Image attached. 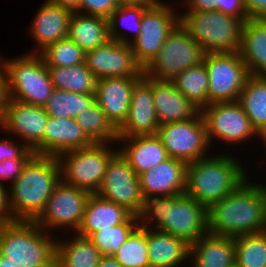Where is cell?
Wrapping results in <instances>:
<instances>
[{
	"label": "cell",
	"instance_id": "obj_1",
	"mask_svg": "<svg viewBox=\"0 0 266 267\" xmlns=\"http://www.w3.org/2000/svg\"><path fill=\"white\" fill-rule=\"evenodd\" d=\"M249 178L208 208L209 233L236 237L266 231V185Z\"/></svg>",
	"mask_w": 266,
	"mask_h": 267
},
{
	"label": "cell",
	"instance_id": "obj_2",
	"mask_svg": "<svg viewBox=\"0 0 266 267\" xmlns=\"http://www.w3.org/2000/svg\"><path fill=\"white\" fill-rule=\"evenodd\" d=\"M137 216L139 227L170 233L190 245L208 233V208L185 193L144 198Z\"/></svg>",
	"mask_w": 266,
	"mask_h": 267
},
{
	"label": "cell",
	"instance_id": "obj_3",
	"mask_svg": "<svg viewBox=\"0 0 266 267\" xmlns=\"http://www.w3.org/2000/svg\"><path fill=\"white\" fill-rule=\"evenodd\" d=\"M60 181L58 158L35 154L9 186L13 221H35Z\"/></svg>",
	"mask_w": 266,
	"mask_h": 267
},
{
	"label": "cell",
	"instance_id": "obj_4",
	"mask_svg": "<svg viewBox=\"0 0 266 267\" xmlns=\"http://www.w3.org/2000/svg\"><path fill=\"white\" fill-rule=\"evenodd\" d=\"M243 167L230 153L213 154L188 163L185 194L209 208L248 178Z\"/></svg>",
	"mask_w": 266,
	"mask_h": 267
},
{
	"label": "cell",
	"instance_id": "obj_5",
	"mask_svg": "<svg viewBox=\"0 0 266 267\" xmlns=\"http://www.w3.org/2000/svg\"><path fill=\"white\" fill-rule=\"evenodd\" d=\"M56 239L35 221L0 224V253L21 267H55Z\"/></svg>",
	"mask_w": 266,
	"mask_h": 267
},
{
	"label": "cell",
	"instance_id": "obj_6",
	"mask_svg": "<svg viewBox=\"0 0 266 267\" xmlns=\"http://www.w3.org/2000/svg\"><path fill=\"white\" fill-rule=\"evenodd\" d=\"M179 13V23L209 53L240 51L243 22L216 11Z\"/></svg>",
	"mask_w": 266,
	"mask_h": 267
},
{
	"label": "cell",
	"instance_id": "obj_7",
	"mask_svg": "<svg viewBox=\"0 0 266 267\" xmlns=\"http://www.w3.org/2000/svg\"><path fill=\"white\" fill-rule=\"evenodd\" d=\"M7 80L8 98L44 107L54 86L49 71L38 53L2 58Z\"/></svg>",
	"mask_w": 266,
	"mask_h": 267
},
{
	"label": "cell",
	"instance_id": "obj_8",
	"mask_svg": "<svg viewBox=\"0 0 266 267\" xmlns=\"http://www.w3.org/2000/svg\"><path fill=\"white\" fill-rule=\"evenodd\" d=\"M114 144L117 143H93L59 155L61 181L95 194L110 160L119 152L113 149Z\"/></svg>",
	"mask_w": 266,
	"mask_h": 267
},
{
	"label": "cell",
	"instance_id": "obj_9",
	"mask_svg": "<svg viewBox=\"0 0 266 267\" xmlns=\"http://www.w3.org/2000/svg\"><path fill=\"white\" fill-rule=\"evenodd\" d=\"M205 52L179 23L168 35L144 75L155 80L171 81L177 74L200 65Z\"/></svg>",
	"mask_w": 266,
	"mask_h": 267
},
{
	"label": "cell",
	"instance_id": "obj_10",
	"mask_svg": "<svg viewBox=\"0 0 266 267\" xmlns=\"http://www.w3.org/2000/svg\"><path fill=\"white\" fill-rule=\"evenodd\" d=\"M174 6L154 0L143 12L139 36L130 43L135 59L143 69L152 62L179 24V14Z\"/></svg>",
	"mask_w": 266,
	"mask_h": 267
},
{
	"label": "cell",
	"instance_id": "obj_11",
	"mask_svg": "<svg viewBox=\"0 0 266 267\" xmlns=\"http://www.w3.org/2000/svg\"><path fill=\"white\" fill-rule=\"evenodd\" d=\"M200 113L211 146L216 139L222 143L225 142L224 144L231 143L230 145L233 146V143L234 145L242 144L257 136L256 139H262L266 147V140L252 125L239 101L209 104L202 108Z\"/></svg>",
	"mask_w": 266,
	"mask_h": 267
},
{
	"label": "cell",
	"instance_id": "obj_12",
	"mask_svg": "<svg viewBox=\"0 0 266 267\" xmlns=\"http://www.w3.org/2000/svg\"><path fill=\"white\" fill-rule=\"evenodd\" d=\"M203 63L209 76L208 105L238 101L250 76L239 52L205 54Z\"/></svg>",
	"mask_w": 266,
	"mask_h": 267
},
{
	"label": "cell",
	"instance_id": "obj_13",
	"mask_svg": "<svg viewBox=\"0 0 266 267\" xmlns=\"http://www.w3.org/2000/svg\"><path fill=\"white\" fill-rule=\"evenodd\" d=\"M91 194L87 190L60 181L35 222L48 233H55L53 231L57 228L66 230L64 233L67 234L69 230L77 233Z\"/></svg>",
	"mask_w": 266,
	"mask_h": 267
},
{
	"label": "cell",
	"instance_id": "obj_14",
	"mask_svg": "<svg viewBox=\"0 0 266 267\" xmlns=\"http://www.w3.org/2000/svg\"><path fill=\"white\" fill-rule=\"evenodd\" d=\"M156 135L170 158L188 164L209 156L207 152L211 145L201 113L186 121L161 124Z\"/></svg>",
	"mask_w": 266,
	"mask_h": 267
},
{
	"label": "cell",
	"instance_id": "obj_15",
	"mask_svg": "<svg viewBox=\"0 0 266 267\" xmlns=\"http://www.w3.org/2000/svg\"><path fill=\"white\" fill-rule=\"evenodd\" d=\"M48 114L42 106L8 98L1 129L13 134L37 155H45V128Z\"/></svg>",
	"mask_w": 266,
	"mask_h": 267
},
{
	"label": "cell",
	"instance_id": "obj_16",
	"mask_svg": "<svg viewBox=\"0 0 266 267\" xmlns=\"http://www.w3.org/2000/svg\"><path fill=\"white\" fill-rule=\"evenodd\" d=\"M95 194L126 207L134 215L141 212L144 203L139 176L120 152L110 160Z\"/></svg>",
	"mask_w": 266,
	"mask_h": 267
},
{
	"label": "cell",
	"instance_id": "obj_17",
	"mask_svg": "<svg viewBox=\"0 0 266 267\" xmlns=\"http://www.w3.org/2000/svg\"><path fill=\"white\" fill-rule=\"evenodd\" d=\"M85 64L97 78H142L144 69L137 63L131 45L116 40L85 52Z\"/></svg>",
	"mask_w": 266,
	"mask_h": 267
},
{
	"label": "cell",
	"instance_id": "obj_18",
	"mask_svg": "<svg viewBox=\"0 0 266 267\" xmlns=\"http://www.w3.org/2000/svg\"><path fill=\"white\" fill-rule=\"evenodd\" d=\"M159 126L153 101L152 78L144 75L133 87L128 116L118 128V138L155 135Z\"/></svg>",
	"mask_w": 266,
	"mask_h": 267
},
{
	"label": "cell",
	"instance_id": "obj_19",
	"mask_svg": "<svg viewBox=\"0 0 266 267\" xmlns=\"http://www.w3.org/2000/svg\"><path fill=\"white\" fill-rule=\"evenodd\" d=\"M187 163L168 158L139 175V184L144 198L178 196L185 193Z\"/></svg>",
	"mask_w": 266,
	"mask_h": 267
},
{
	"label": "cell",
	"instance_id": "obj_20",
	"mask_svg": "<svg viewBox=\"0 0 266 267\" xmlns=\"http://www.w3.org/2000/svg\"><path fill=\"white\" fill-rule=\"evenodd\" d=\"M140 79L131 77L97 79L95 101L117 129L128 116L133 87Z\"/></svg>",
	"mask_w": 266,
	"mask_h": 267
},
{
	"label": "cell",
	"instance_id": "obj_21",
	"mask_svg": "<svg viewBox=\"0 0 266 267\" xmlns=\"http://www.w3.org/2000/svg\"><path fill=\"white\" fill-rule=\"evenodd\" d=\"M72 13L68 8L45 0L29 26L30 37L32 41H36L35 47L39 50L34 49L29 53H39L49 44L67 38Z\"/></svg>",
	"mask_w": 266,
	"mask_h": 267
},
{
	"label": "cell",
	"instance_id": "obj_22",
	"mask_svg": "<svg viewBox=\"0 0 266 267\" xmlns=\"http://www.w3.org/2000/svg\"><path fill=\"white\" fill-rule=\"evenodd\" d=\"M153 101L159 124L186 121L195 118L200 109L189 101L168 80L152 78Z\"/></svg>",
	"mask_w": 266,
	"mask_h": 267
},
{
	"label": "cell",
	"instance_id": "obj_23",
	"mask_svg": "<svg viewBox=\"0 0 266 267\" xmlns=\"http://www.w3.org/2000/svg\"><path fill=\"white\" fill-rule=\"evenodd\" d=\"M119 152L139 176L169 158L160 138L155 135H137L118 138Z\"/></svg>",
	"mask_w": 266,
	"mask_h": 267
},
{
	"label": "cell",
	"instance_id": "obj_24",
	"mask_svg": "<svg viewBox=\"0 0 266 267\" xmlns=\"http://www.w3.org/2000/svg\"><path fill=\"white\" fill-rule=\"evenodd\" d=\"M93 143L75 118L49 116L45 128L46 156L58 157L64 152L88 147Z\"/></svg>",
	"mask_w": 266,
	"mask_h": 267
},
{
	"label": "cell",
	"instance_id": "obj_25",
	"mask_svg": "<svg viewBox=\"0 0 266 267\" xmlns=\"http://www.w3.org/2000/svg\"><path fill=\"white\" fill-rule=\"evenodd\" d=\"M189 266L230 267L235 263L234 237L207 233L190 245Z\"/></svg>",
	"mask_w": 266,
	"mask_h": 267
},
{
	"label": "cell",
	"instance_id": "obj_26",
	"mask_svg": "<svg viewBox=\"0 0 266 267\" xmlns=\"http://www.w3.org/2000/svg\"><path fill=\"white\" fill-rule=\"evenodd\" d=\"M132 215L126 207L91 194L76 234L90 238L95 232L125 223Z\"/></svg>",
	"mask_w": 266,
	"mask_h": 267
},
{
	"label": "cell",
	"instance_id": "obj_27",
	"mask_svg": "<svg viewBox=\"0 0 266 267\" xmlns=\"http://www.w3.org/2000/svg\"><path fill=\"white\" fill-rule=\"evenodd\" d=\"M149 264L154 267L189 266L190 244L170 233L147 228ZM188 260V262H186Z\"/></svg>",
	"mask_w": 266,
	"mask_h": 267
},
{
	"label": "cell",
	"instance_id": "obj_28",
	"mask_svg": "<svg viewBox=\"0 0 266 267\" xmlns=\"http://www.w3.org/2000/svg\"><path fill=\"white\" fill-rule=\"evenodd\" d=\"M239 54L250 75L266 76V19L243 23Z\"/></svg>",
	"mask_w": 266,
	"mask_h": 267
},
{
	"label": "cell",
	"instance_id": "obj_29",
	"mask_svg": "<svg viewBox=\"0 0 266 267\" xmlns=\"http://www.w3.org/2000/svg\"><path fill=\"white\" fill-rule=\"evenodd\" d=\"M68 38L85 52L98 48L110 40L108 19L73 12L69 21Z\"/></svg>",
	"mask_w": 266,
	"mask_h": 267
},
{
	"label": "cell",
	"instance_id": "obj_30",
	"mask_svg": "<svg viewBox=\"0 0 266 267\" xmlns=\"http://www.w3.org/2000/svg\"><path fill=\"white\" fill-rule=\"evenodd\" d=\"M72 236L68 240H60L59 236L56 239L55 267H97L103 255L99 249L90 238L76 233Z\"/></svg>",
	"mask_w": 266,
	"mask_h": 267
},
{
	"label": "cell",
	"instance_id": "obj_31",
	"mask_svg": "<svg viewBox=\"0 0 266 267\" xmlns=\"http://www.w3.org/2000/svg\"><path fill=\"white\" fill-rule=\"evenodd\" d=\"M238 101L252 125L266 140V76L250 75Z\"/></svg>",
	"mask_w": 266,
	"mask_h": 267
},
{
	"label": "cell",
	"instance_id": "obj_32",
	"mask_svg": "<svg viewBox=\"0 0 266 267\" xmlns=\"http://www.w3.org/2000/svg\"><path fill=\"white\" fill-rule=\"evenodd\" d=\"M152 2L153 1L121 3L108 18L110 39L127 44H130L134 39H136L140 33L143 12ZM120 25H122L121 27H125V31L126 29L128 31H133L132 36L134 37L130 39V37L127 35L128 33L122 31L123 28L119 27Z\"/></svg>",
	"mask_w": 266,
	"mask_h": 267
},
{
	"label": "cell",
	"instance_id": "obj_33",
	"mask_svg": "<svg viewBox=\"0 0 266 267\" xmlns=\"http://www.w3.org/2000/svg\"><path fill=\"white\" fill-rule=\"evenodd\" d=\"M54 88L74 93L96 92L97 78L85 62L72 67L47 66Z\"/></svg>",
	"mask_w": 266,
	"mask_h": 267
},
{
	"label": "cell",
	"instance_id": "obj_34",
	"mask_svg": "<svg viewBox=\"0 0 266 267\" xmlns=\"http://www.w3.org/2000/svg\"><path fill=\"white\" fill-rule=\"evenodd\" d=\"M171 82L200 110L208 106L209 76L203 62L177 74Z\"/></svg>",
	"mask_w": 266,
	"mask_h": 267
},
{
	"label": "cell",
	"instance_id": "obj_35",
	"mask_svg": "<svg viewBox=\"0 0 266 267\" xmlns=\"http://www.w3.org/2000/svg\"><path fill=\"white\" fill-rule=\"evenodd\" d=\"M94 102V93L79 94L54 88L43 108L50 117L76 118Z\"/></svg>",
	"mask_w": 266,
	"mask_h": 267
},
{
	"label": "cell",
	"instance_id": "obj_36",
	"mask_svg": "<svg viewBox=\"0 0 266 267\" xmlns=\"http://www.w3.org/2000/svg\"><path fill=\"white\" fill-rule=\"evenodd\" d=\"M75 119L94 143L118 142V129L107 118L96 101Z\"/></svg>",
	"mask_w": 266,
	"mask_h": 267
},
{
	"label": "cell",
	"instance_id": "obj_37",
	"mask_svg": "<svg viewBox=\"0 0 266 267\" xmlns=\"http://www.w3.org/2000/svg\"><path fill=\"white\" fill-rule=\"evenodd\" d=\"M235 263L240 267H266V231L234 237Z\"/></svg>",
	"mask_w": 266,
	"mask_h": 267
},
{
	"label": "cell",
	"instance_id": "obj_38",
	"mask_svg": "<svg viewBox=\"0 0 266 267\" xmlns=\"http://www.w3.org/2000/svg\"><path fill=\"white\" fill-rule=\"evenodd\" d=\"M38 54L46 66L72 67L85 62V51L68 37L49 44Z\"/></svg>",
	"mask_w": 266,
	"mask_h": 267
},
{
	"label": "cell",
	"instance_id": "obj_39",
	"mask_svg": "<svg viewBox=\"0 0 266 267\" xmlns=\"http://www.w3.org/2000/svg\"><path fill=\"white\" fill-rule=\"evenodd\" d=\"M113 256L122 267H143L149 264L147 228L138 226Z\"/></svg>",
	"mask_w": 266,
	"mask_h": 267
},
{
	"label": "cell",
	"instance_id": "obj_40",
	"mask_svg": "<svg viewBox=\"0 0 266 267\" xmlns=\"http://www.w3.org/2000/svg\"><path fill=\"white\" fill-rule=\"evenodd\" d=\"M138 226V216L133 214L123 224L95 232L90 240L103 255H113Z\"/></svg>",
	"mask_w": 266,
	"mask_h": 267
},
{
	"label": "cell",
	"instance_id": "obj_41",
	"mask_svg": "<svg viewBox=\"0 0 266 267\" xmlns=\"http://www.w3.org/2000/svg\"><path fill=\"white\" fill-rule=\"evenodd\" d=\"M119 5L118 0H80L79 9L76 12L108 19Z\"/></svg>",
	"mask_w": 266,
	"mask_h": 267
},
{
	"label": "cell",
	"instance_id": "obj_42",
	"mask_svg": "<svg viewBox=\"0 0 266 267\" xmlns=\"http://www.w3.org/2000/svg\"><path fill=\"white\" fill-rule=\"evenodd\" d=\"M35 152L29 149L23 142L3 138L0 140V162L6 159L32 158Z\"/></svg>",
	"mask_w": 266,
	"mask_h": 267
},
{
	"label": "cell",
	"instance_id": "obj_43",
	"mask_svg": "<svg viewBox=\"0 0 266 267\" xmlns=\"http://www.w3.org/2000/svg\"><path fill=\"white\" fill-rule=\"evenodd\" d=\"M31 158L6 159L0 162V183H13L23 172V168ZM2 180V181H1ZM4 180V182H3Z\"/></svg>",
	"mask_w": 266,
	"mask_h": 267
},
{
	"label": "cell",
	"instance_id": "obj_44",
	"mask_svg": "<svg viewBox=\"0 0 266 267\" xmlns=\"http://www.w3.org/2000/svg\"><path fill=\"white\" fill-rule=\"evenodd\" d=\"M218 12L240 19L243 23L249 20L244 0H221Z\"/></svg>",
	"mask_w": 266,
	"mask_h": 267
},
{
	"label": "cell",
	"instance_id": "obj_45",
	"mask_svg": "<svg viewBox=\"0 0 266 267\" xmlns=\"http://www.w3.org/2000/svg\"><path fill=\"white\" fill-rule=\"evenodd\" d=\"M6 186L5 183H0V224L13 222L9 191Z\"/></svg>",
	"mask_w": 266,
	"mask_h": 267
},
{
	"label": "cell",
	"instance_id": "obj_46",
	"mask_svg": "<svg viewBox=\"0 0 266 267\" xmlns=\"http://www.w3.org/2000/svg\"><path fill=\"white\" fill-rule=\"evenodd\" d=\"M183 5L184 7L186 6L185 8L187 9V11H219L221 0H184Z\"/></svg>",
	"mask_w": 266,
	"mask_h": 267
},
{
	"label": "cell",
	"instance_id": "obj_47",
	"mask_svg": "<svg viewBox=\"0 0 266 267\" xmlns=\"http://www.w3.org/2000/svg\"><path fill=\"white\" fill-rule=\"evenodd\" d=\"M249 19H266V0H244Z\"/></svg>",
	"mask_w": 266,
	"mask_h": 267
},
{
	"label": "cell",
	"instance_id": "obj_48",
	"mask_svg": "<svg viewBox=\"0 0 266 267\" xmlns=\"http://www.w3.org/2000/svg\"><path fill=\"white\" fill-rule=\"evenodd\" d=\"M8 100L6 71L0 60V128L4 118L6 103Z\"/></svg>",
	"mask_w": 266,
	"mask_h": 267
},
{
	"label": "cell",
	"instance_id": "obj_49",
	"mask_svg": "<svg viewBox=\"0 0 266 267\" xmlns=\"http://www.w3.org/2000/svg\"><path fill=\"white\" fill-rule=\"evenodd\" d=\"M53 4L68 8L73 12L79 9L80 0H47Z\"/></svg>",
	"mask_w": 266,
	"mask_h": 267
},
{
	"label": "cell",
	"instance_id": "obj_50",
	"mask_svg": "<svg viewBox=\"0 0 266 267\" xmlns=\"http://www.w3.org/2000/svg\"><path fill=\"white\" fill-rule=\"evenodd\" d=\"M97 267H122L113 255H102Z\"/></svg>",
	"mask_w": 266,
	"mask_h": 267
},
{
	"label": "cell",
	"instance_id": "obj_51",
	"mask_svg": "<svg viewBox=\"0 0 266 267\" xmlns=\"http://www.w3.org/2000/svg\"><path fill=\"white\" fill-rule=\"evenodd\" d=\"M0 267H21V266L11 261L10 258L0 253Z\"/></svg>",
	"mask_w": 266,
	"mask_h": 267
},
{
	"label": "cell",
	"instance_id": "obj_52",
	"mask_svg": "<svg viewBox=\"0 0 266 267\" xmlns=\"http://www.w3.org/2000/svg\"><path fill=\"white\" fill-rule=\"evenodd\" d=\"M121 3H138L142 1H154V0H118Z\"/></svg>",
	"mask_w": 266,
	"mask_h": 267
},
{
	"label": "cell",
	"instance_id": "obj_53",
	"mask_svg": "<svg viewBox=\"0 0 266 267\" xmlns=\"http://www.w3.org/2000/svg\"><path fill=\"white\" fill-rule=\"evenodd\" d=\"M230 267H240L238 264L234 263L232 266Z\"/></svg>",
	"mask_w": 266,
	"mask_h": 267
},
{
	"label": "cell",
	"instance_id": "obj_54",
	"mask_svg": "<svg viewBox=\"0 0 266 267\" xmlns=\"http://www.w3.org/2000/svg\"><path fill=\"white\" fill-rule=\"evenodd\" d=\"M143 267H154V266L151 265V264H147V265H145V266H143Z\"/></svg>",
	"mask_w": 266,
	"mask_h": 267
}]
</instances>
